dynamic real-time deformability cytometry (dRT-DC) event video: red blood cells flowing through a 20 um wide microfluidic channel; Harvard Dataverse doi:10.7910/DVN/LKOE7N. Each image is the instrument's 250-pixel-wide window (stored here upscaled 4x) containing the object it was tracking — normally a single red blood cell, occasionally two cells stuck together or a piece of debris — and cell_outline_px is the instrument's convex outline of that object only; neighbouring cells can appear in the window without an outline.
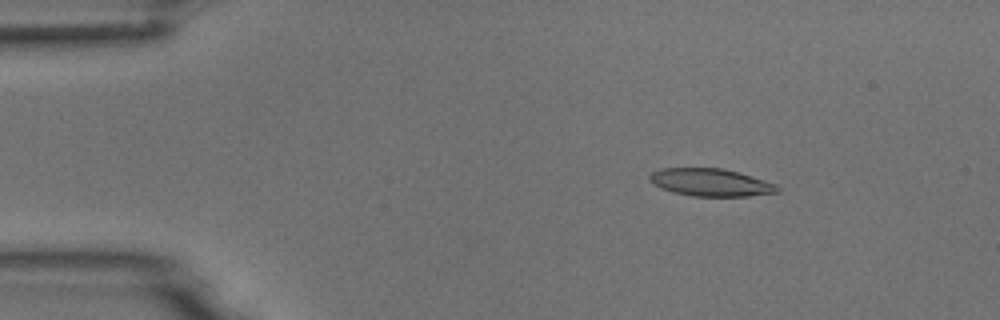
{"species": "common noctule bat (a hibernating species)", "species_latin": "Nyctalus noctula", "temperature_condition": "room temperature", "stored_images_in_passage": 53, "camera_frame_rate_fps": 3000, "um_per_image_px": 0.085, "animal": {"sex": "male", "body_mass_g": 18.8}, "frame": {"image": 1, "passage_image": 8, "time_ms": 2.333, "image_size_px": [1000, 320], "cell_outline_px": [[780, 192], [748, 196], [692, 196], [672, 192], [660, 188], [652, 184], [648, 180], [648, 176], [652, 172], [660, 168], [724, 168], [740, 172], [776, 184], [780, 188]], "centroid_in_image_um": [60.39, 15.5], "position_along_channel_um": 24.6, "area_um2": 20.81}}
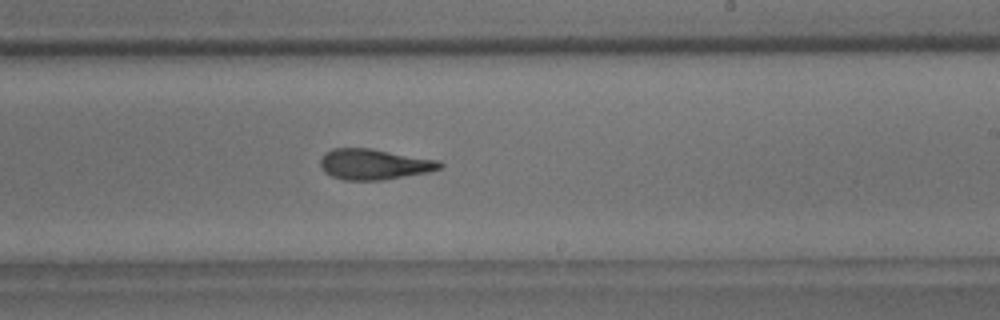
{"frame": {"image": 2, "passage_image": 32, "time_ms": 10.333, "image_size_px": [1000, 320], "cell_outline_px": [[444, 168], [428, 172], [380, 180], [344, 180], [332, 176], [324, 172], [320, 168], [320, 160], [332, 148], [372, 148], [440, 160], [444, 164]], "centroid_in_image_um": [31.84, 13.96], "position_along_channel_um": 257.2, "area_um2": 21.44}}
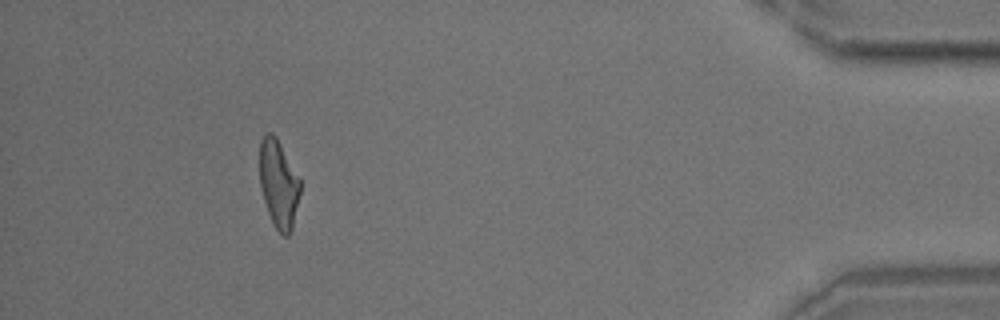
{"frame": {"image": 3, "passage_image": 49, "time_ms": 16.0, "image_size_px": [1000, 320], "cell_outline_px": [[300, 192], [292, 228], [288, 236], [284, 236], [276, 228], [268, 212], [264, 200], [260, 184], [260, 140], [268, 132], [272, 132], [276, 136], [300, 180]], "centroid_in_image_um": [23.67, 15.61], "position_along_channel_um": 411.5, "area_um2": 20.35}}